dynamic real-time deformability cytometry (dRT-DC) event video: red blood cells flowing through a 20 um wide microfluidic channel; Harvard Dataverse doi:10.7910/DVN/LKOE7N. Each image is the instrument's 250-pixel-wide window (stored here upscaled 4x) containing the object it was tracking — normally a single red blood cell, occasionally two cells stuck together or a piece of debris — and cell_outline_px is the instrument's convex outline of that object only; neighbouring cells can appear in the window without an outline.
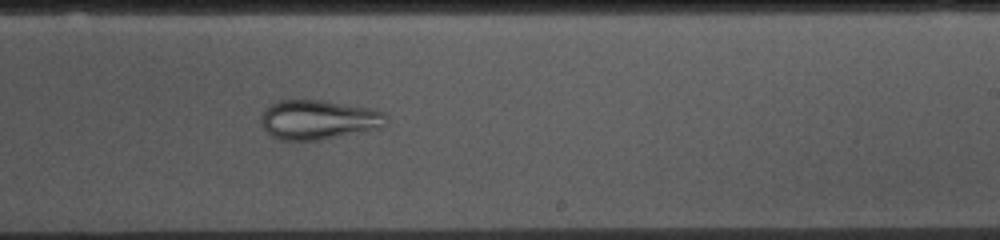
{"species": "common noctule bat (a hibernating species)", "species_latin": "Nyctalus noctula", "temperature_condition": "cold", "stored_images_in_passage": 53, "camera_frame_rate_fps": 3000, "um_per_image_px": 0.085, "animal": {"sex": "female", "body_mass_g": 10.0, "forearm_length_mm": 53.1}, "frame": {"image": 1, "passage_image": 31, "time_ms": 10.0, "image_size_px": [1000, 240], "cell_outline_px": [[388, 124], [384, 128], [316, 140], [276, 140], [260, 124], [260, 116], [264, 108], [276, 100], [320, 100], [368, 108], [384, 112], [388, 116]], "centroid_in_image_um": [27.06, 10.17], "position_along_channel_um": 261.9, "area_um2": 29.07}}
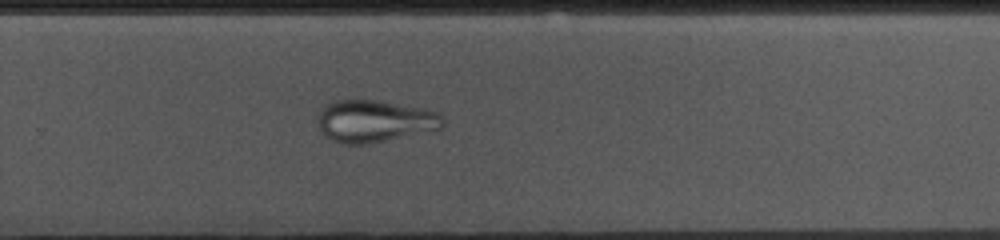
{"frame": {"image": 2, "passage_image": 34, "time_ms": 11.0, "image_size_px": [1000, 240], "cell_outline_px": [[444, 124], [440, 128], [368, 144], [344, 144], [332, 140], [324, 136], [320, 128], [316, 116], [320, 108], [332, 100], [376, 100], [424, 108], [436, 112], [444, 116]], "centroid_in_image_um": [31.78, 10.28], "position_along_channel_um": 298.0, "area_um2": 30.75}}
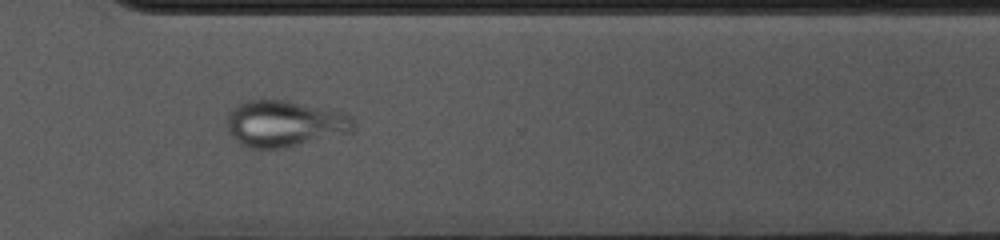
{"frame": {"image": 3, "passage_image": 38, "time_ms": 12.333, "image_size_px": [1000, 240], "cell_outline_px": [[352, 132], [284, 148], [248, 148], [240, 144], [228, 132], [228, 112], [236, 104], [248, 100], [284, 100], [344, 112], [352, 116]], "centroid_in_image_um": [24.15, 10.51], "position_along_channel_um": 346.4, "area_um2": 34.04}}